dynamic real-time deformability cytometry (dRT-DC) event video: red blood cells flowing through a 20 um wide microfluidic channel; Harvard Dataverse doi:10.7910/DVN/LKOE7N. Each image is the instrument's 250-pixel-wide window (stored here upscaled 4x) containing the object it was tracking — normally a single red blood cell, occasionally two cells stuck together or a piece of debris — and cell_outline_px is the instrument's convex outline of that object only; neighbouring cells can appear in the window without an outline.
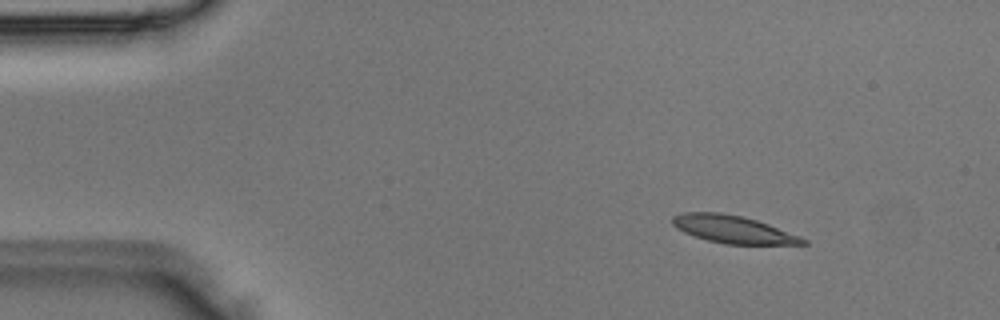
{"species": "Egyptian fruit bat (a non-hibernating species)", "species_latin": "Rousettus aegyptiacus", "temperature_condition": "room temperature", "stored_images_in_passage": 4, "camera_frame_rate_fps": 3000, "um_per_image_px": 0.085, "animal": {"sex": "male"}, "frame": {"image": 1, "passage_image": 2, "time_ms": 0.333, "image_size_px": [1000, 320], "cell_outline_px": [[808, 244], [724, 244], [708, 240], [684, 232], [676, 228], [672, 224], [672, 216], [684, 212], [720, 212], [744, 216], [768, 224], [800, 236], [808, 240]], "centroid_in_image_um": [62.31, 19.48], "position_along_channel_um": 22.7, "area_um2": 20.92}}